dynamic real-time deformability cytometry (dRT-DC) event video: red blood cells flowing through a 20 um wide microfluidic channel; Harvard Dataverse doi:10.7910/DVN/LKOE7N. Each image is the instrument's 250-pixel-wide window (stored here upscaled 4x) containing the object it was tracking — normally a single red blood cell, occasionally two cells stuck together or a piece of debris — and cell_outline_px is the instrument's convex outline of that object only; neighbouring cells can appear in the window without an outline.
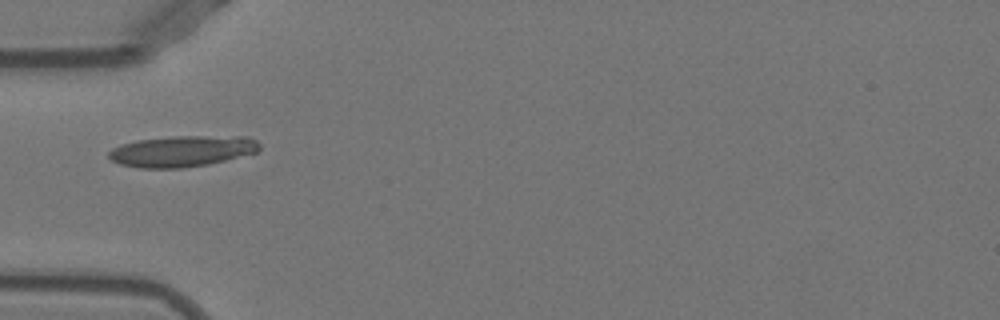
{"species": "Egyptian fruit bat (a non-hibernating species)", "species_latin": "Rousettus aegyptiacus", "temperature_condition": "warm", "stored_images_in_passage": 13, "camera_frame_rate_fps": 3000, "um_per_image_px": 0.085, "animal": {"sex": "female"}, "frame": {"image": 1, "passage_image": 1, "time_ms": 0.0, "image_size_px": [1000, 320], "cell_outline_px": [[260, 148], [256, 152], [208, 164], [180, 168], [140, 168], [120, 164], [112, 160], [108, 156], [108, 152], [112, 148], [120, 144], [136, 140], [172, 136], [244, 136], [256, 140], [260, 144]], "centroid_in_image_um": [15.44, 12.84], "position_along_channel_um": 69.6, "area_um2": 27.28}}
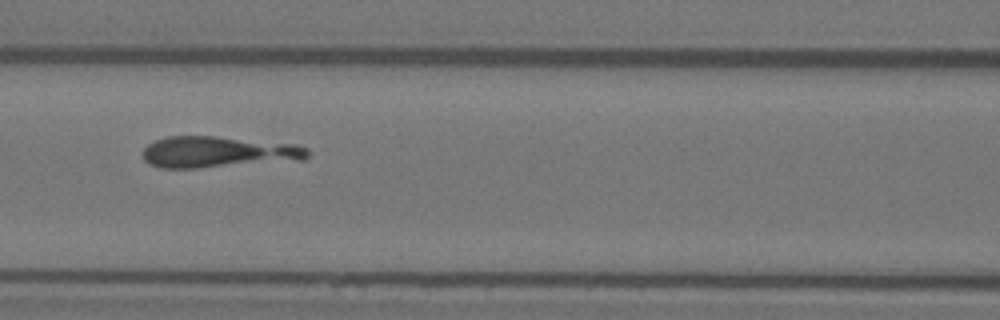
{"frame": {"image": 2, "passage_image": 7, "time_ms": 2.0, "image_size_px": [1000, 320], "cell_outline_px": [[308, 156], [304, 160], [196, 168], [164, 168], [148, 164], [144, 160], [144, 148], [148, 144], [156, 140], [168, 136], [216, 136], [296, 144], [308, 148]], "centroid_in_image_um": [18.56, 12.92], "position_along_channel_um": 148.0, "area_um2": 30.11}}
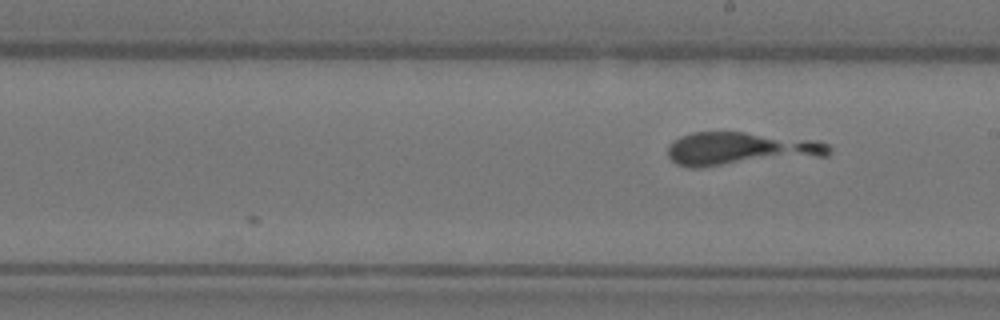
{"frame": {"image": 3, "passage_image": 13, "time_ms": 4.0, "image_size_px": [1000, 320], "cell_outline_px": [[832, 148], [828, 156], [696, 168], [688, 168], [676, 164], [668, 156], [668, 148], [672, 140], [680, 136], [692, 132], [744, 132], [820, 140], [828, 144]], "centroid_in_image_um": [62.97, 12.65], "position_along_channel_um": 226.0, "area_um2": 31.79}}